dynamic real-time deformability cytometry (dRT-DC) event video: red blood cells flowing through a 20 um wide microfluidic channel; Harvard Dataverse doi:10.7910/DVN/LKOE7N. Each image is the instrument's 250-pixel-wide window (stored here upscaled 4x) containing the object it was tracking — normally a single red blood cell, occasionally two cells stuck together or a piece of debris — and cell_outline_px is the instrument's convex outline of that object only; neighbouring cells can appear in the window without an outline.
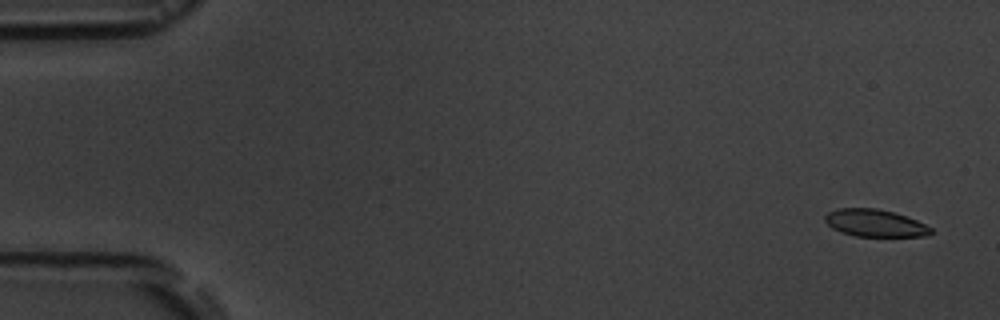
{"species": "common noctule bat (a hibernating species)", "species_latin": "Nyctalus noctula", "temperature_condition": "room temperature", "stored_images_in_passage": 5, "camera_frame_rate_fps": 3000, "um_per_image_px": 0.085, "animal": {"sex": "male", "body_mass_g": 19.5, "forearm_length_mm": 54.6}, "frame": {"image": 1, "passage_image": 1, "time_ms": 0.0, "image_size_px": [1000, 320], "cell_outline_px": [[932, 232], [928, 236], [856, 236], [840, 232], [832, 228], [824, 220], [824, 216], [828, 212], [836, 208], [876, 208], [892, 212], [916, 220], [932, 228]], "centroid_in_image_um": [74.33, 18.96], "position_along_channel_um": 10.7, "area_um2": 16.76}}
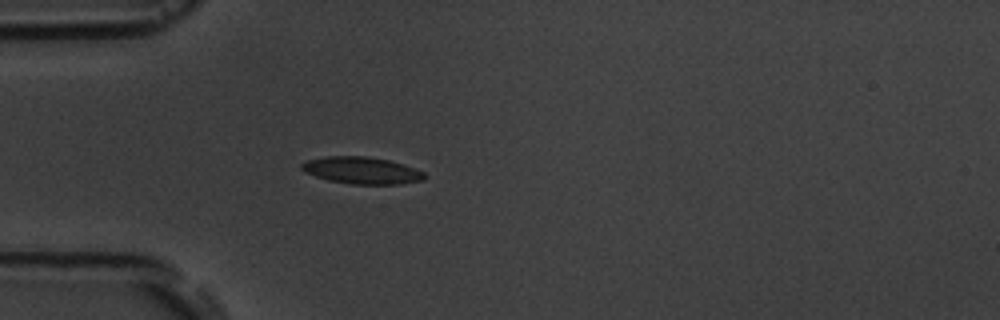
{"frame": {"image": 2, "passage_image": 5, "time_ms": 4.667, "image_size_px": [1000, 320], "cell_outline_px": [[428, 176], [424, 180], [400, 184], [352, 184], [328, 180], [304, 172], [300, 168], [300, 164], [308, 160], [328, 156], [364, 156], [388, 160], [404, 164], [424, 172]], "centroid_in_image_um": [30.77, 14.49], "position_along_channel_um": 54.2, "area_um2": 19.31}}